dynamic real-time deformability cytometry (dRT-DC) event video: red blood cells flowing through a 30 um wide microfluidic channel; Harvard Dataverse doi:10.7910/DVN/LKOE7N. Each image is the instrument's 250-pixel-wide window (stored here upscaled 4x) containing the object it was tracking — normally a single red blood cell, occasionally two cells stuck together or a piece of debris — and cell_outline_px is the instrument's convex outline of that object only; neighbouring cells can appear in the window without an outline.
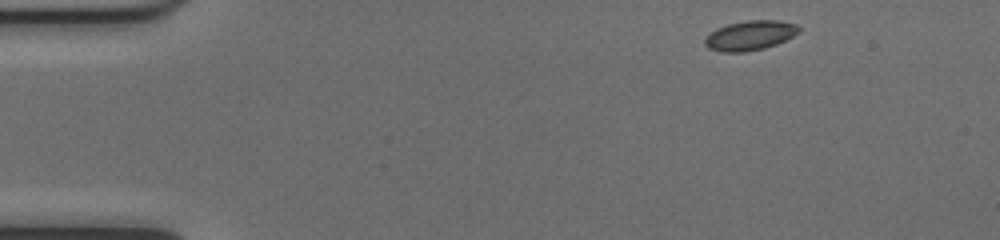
{"species": "common noctule bat (a hibernating species)", "species_latin": "Nyctalus noctula", "temperature_condition": "cold", "stored_images_in_passage": 46, "camera_frame_rate_fps": 3000, "um_per_image_px": 0.085, "animal": {"sex": "female", "body_mass_g": 17.0, "forearm_length_mm": 48.0}, "frame": {"image": 1, "passage_image": 1, "time_ms": 0.0, "image_size_px": [1000, 240], "cell_outline_px": [[800, 32], [776, 44], [764, 48], [744, 52], [720, 52], [708, 48], [704, 44], [704, 40], [716, 28], [728, 24], [748, 20], [780, 20], [796, 24], [800, 28]], "centroid_in_image_um": [63.75, 3.01], "position_along_channel_um": 21.2, "area_um2": 16.18}}
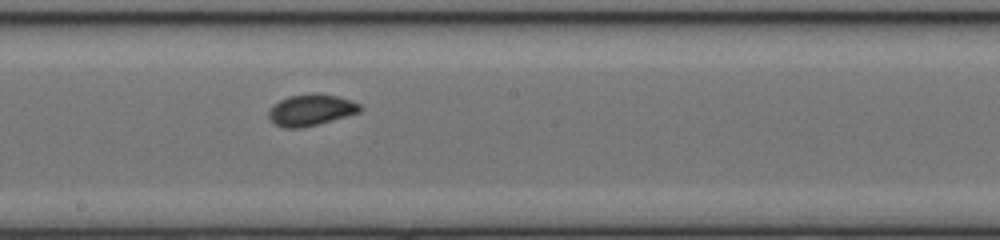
{"frame": {"image": 2, "passage_image": 23, "time_ms": 7.333, "image_size_px": [1000, 240], "cell_outline_px": [[364, 108], [360, 112], [316, 124], [300, 128], [284, 128], [276, 124], [268, 116], [268, 112], [272, 104], [288, 96], [316, 92], [336, 96], [360, 104]], "centroid_in_image_um": [26.41, 9.33], "position_along_channel_um": 221.8, "area_um2": 16.59}}
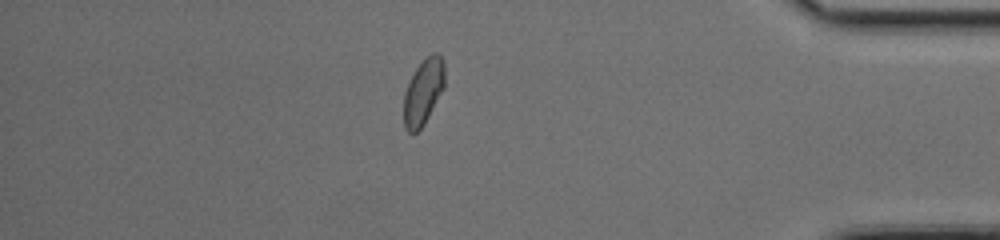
{"frame": {"image": 3, "passage_image": 39, "time_ms": 12.667, "image_size_px": [1000, 240], "cell_outline_px": [[444, 88], [424, 124], [416, 132], [408, 132], [404, 128], [404, 92], [416, 68], [432, 52], [436, 52], [444, 60]], "centroid_in_image_um": [35.99, 7.8], "position_along_channel_um": 399.2, "area_um2": 15.49}, "authors_computed_cell_mechanics": {"area_um2": 15.8661, "velocity_mm_per_s": 4.0158, "shape_relaxation_time_tau1_ms": 10.0021, "shape_relaxation_time_tau2_ms": 1.0279, "deformation_change_tau1": 0.15, "deformation_change_tau2": 0.0432}}